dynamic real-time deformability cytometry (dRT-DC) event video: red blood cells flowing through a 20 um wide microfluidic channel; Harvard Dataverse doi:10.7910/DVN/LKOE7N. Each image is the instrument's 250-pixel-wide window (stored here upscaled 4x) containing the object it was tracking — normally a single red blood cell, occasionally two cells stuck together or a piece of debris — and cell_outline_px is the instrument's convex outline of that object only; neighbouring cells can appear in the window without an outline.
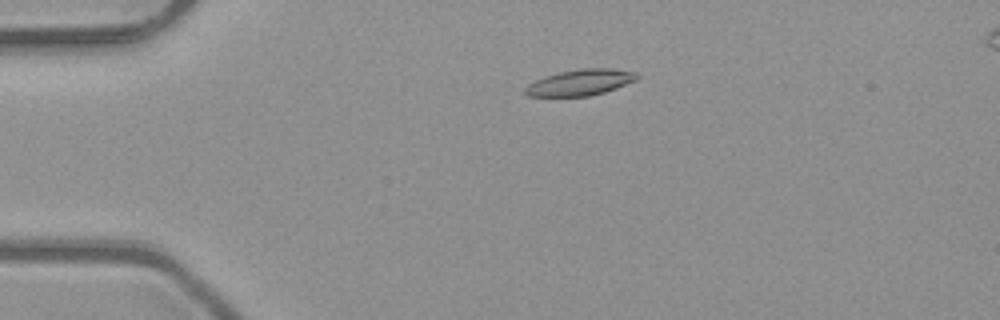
{"species": "common noctule bat (a hibernating species)", "species_latin": "Nyctalus noctula", "temperature_condition": "room temperature", "stored_images_in_passage": 2, "camera_frame_rate_fps": 3000, "um_per_image_px": 0.085, "animal": {"sex": "male", "body_mass_g": 23.1, "forearm_length_mm": 52.7}, "frame": {"image": 1, "passage_image": 2, "time_ms": 0.333, "image_size_px": [1000, 320], "cell_outline_px": [[640, 76], [636, 80], [616, 88], [604, 92], [588, 96], [528, 96], [524, 92], [524, 88], [528, 84], [544, 76], [560, 72], [580, 68], [612, 68], [636, 72]], "centroid_in_image_um": [49.33, 7.0], "position_along_channel_um": 35.7, "area_um2": 16.99}}